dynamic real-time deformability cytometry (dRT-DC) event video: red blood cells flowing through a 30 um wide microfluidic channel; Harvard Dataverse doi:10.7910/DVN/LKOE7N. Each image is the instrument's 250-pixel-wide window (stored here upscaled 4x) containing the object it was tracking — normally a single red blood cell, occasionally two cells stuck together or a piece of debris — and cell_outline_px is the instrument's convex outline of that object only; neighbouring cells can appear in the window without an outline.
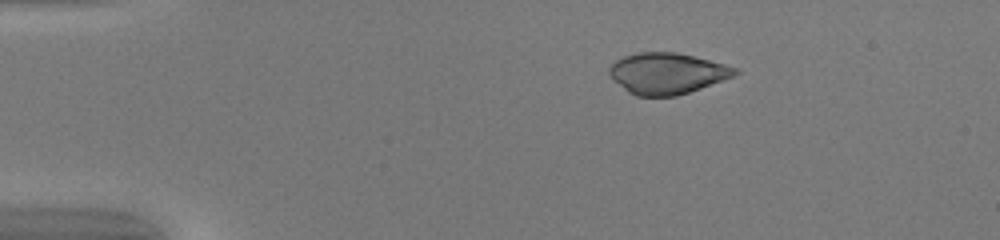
{"species": "common noctule bat (a hibernating species)", "species_latin": "Nyctalus noctula", "temperature_condition": "warm", "stored_images_in_passage": 42, "camera_frame_rate_fps": 3000, "um_per_image_px": 0.085, "animal": {"sex": "female", "body_mass_g": 20.0, "forearm_length_mm": 54.0}, "frame": {"image": 1, "passage_image": 1, "time_ms": 0.0, "image_size_px": [1000, 240], "cell_outline_px": [[740, 72], [732, 76], [700, 88], [676, 96], [636, 96], [628, 92], [612, 80], [608, 72], [608, 68], [616, 60], [624, 56], [640, 52], [676, 52], [724, 64], [736, 68]], "centroid_in_image_um": [56.64, 6.24], "position_along_channel_um": 28.4, "area_um2": 29.82}}